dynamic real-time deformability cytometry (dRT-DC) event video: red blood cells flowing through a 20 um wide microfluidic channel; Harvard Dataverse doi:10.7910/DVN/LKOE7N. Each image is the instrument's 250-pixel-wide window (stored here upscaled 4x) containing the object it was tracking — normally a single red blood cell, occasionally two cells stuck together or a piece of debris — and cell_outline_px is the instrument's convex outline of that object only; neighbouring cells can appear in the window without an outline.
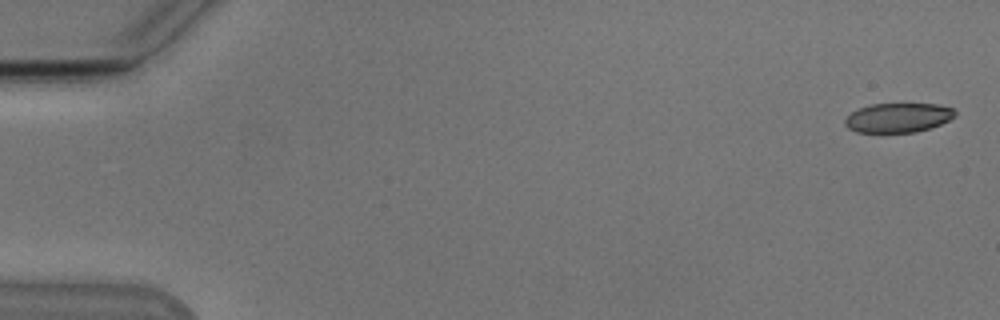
{"species": "Egyptian fruit bat (a non-hibernating species)", "species_latin": "Rousettus aegyptiacus", "temperature_condition": "cold", "stored_images_in_passage": 51, "camera_frame_rate_fps": 3000, "um_per_image_px": 0.085, "animal": {"sex": "male"}, "frame": {"image": 1, "passage_image": 1, "time_ms": 0.0, "image_size_px": [1000, 320], "cell_outline_px": [[956, 116], [940, 124], [916, 132], [856, 132], [848, 128], [844, 124], [844, 120], [852, 112], [860, 108], [872, 104], [940, 104], [952, 108], [956, 112]], "centroid_in_image_um": [76.34, 10.0], "position_along_channel_um": 8.7, "area_um2": 18.73}}
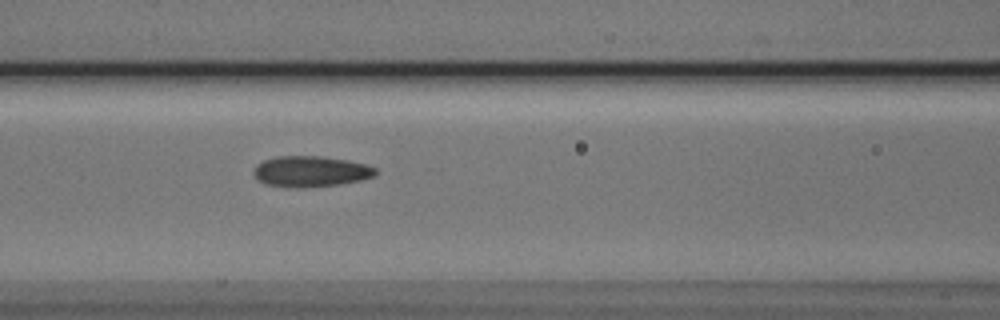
{"frame": {"image": 2, "passage_image": 23, "time_ms": 7.333, "image_size_px": [1000, 320], "cell_outline_px": [[376, 172], [372, 176], [360, 180], [340, 184], [304, 188], [288, 188], [264, 184], [252, 172], [256, 164], [264, 160], [276, 156], [320, 156], [348, 160], [364, 164], [376, 168]], "centroid_in_image_um": [26.36, 14.58], "position_along_channel_um": 140.2, "area_um2": 21.96}}
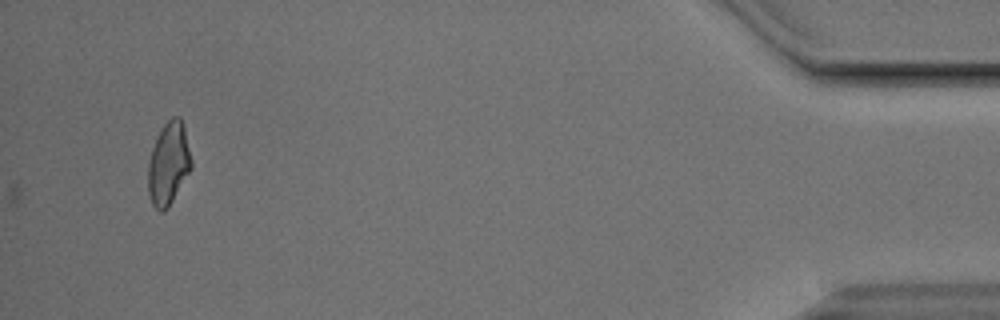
{"frame": {"image": 3, "passage_image": 51, "time_ms": 16.667, "image_size_px": [1000, 320], "cell_outline_px": [[192, 168], [172, 200], [164, 212], [160, 212], [152, 204], [148, 192], [148, 160], [152, 148], [164, 124], [172, 116], [180, 116], [184, 124], [192, 160]], "centroid_in_image_um": [14.33, 13.89], "position_along_channel_um": 420.9, "area_um2": 20.81}, "authors_computed_cell_mechanics": {"area_um2": 20.8658, "velocity_mm_per_s": 3.8332, "shape_relaxation_time_tau1_ms": null, "shape_relaxation_time_tau2_ms": 2.4906, "deformation_change_tau1": null, "deformation_change_tau2": 0.1035}}